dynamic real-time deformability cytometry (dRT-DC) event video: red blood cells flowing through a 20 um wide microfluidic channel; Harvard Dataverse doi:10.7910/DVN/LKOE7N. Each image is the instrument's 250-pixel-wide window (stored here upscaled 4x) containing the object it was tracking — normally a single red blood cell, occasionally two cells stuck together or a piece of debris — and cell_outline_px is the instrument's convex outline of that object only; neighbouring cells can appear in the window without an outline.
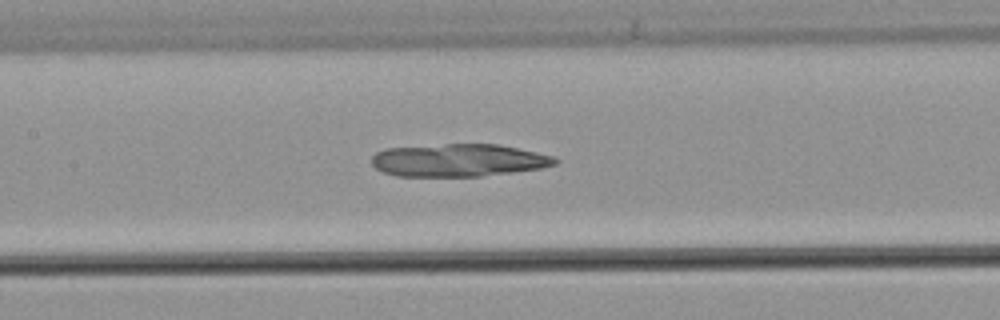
{"species": "common noctule bat (a hibernating species)", "species_latin": "Nyctalus noctula", "temperature_condition": "warm", "stored_images_in_passage": 53, "camera_frame_rate_fps": 3000, "um_per_image_px": 0.085, "animal": {"sex": "male", "body_mass_g": 21.5, "forearm_length_mm": 52.0}, "frame": {"image": 1, "passage_image": 26, "time_ms": 8.333, "image_size_px": [1000, 320], "cell_outline_px": [[560, 160], [556, 164], [540, 168], [512, 172], [480, 176], [396, 176], [384, 172], [376, 168], [372, 164], [372, 156], [376, 152], [384, 148], [444, 144], [496, 144], [536, 152], [552, 156]], "centroid_in_image_um": [38.94, 13.62], "position_along_channel_um": 168.5, "area_um2": 34.8}}